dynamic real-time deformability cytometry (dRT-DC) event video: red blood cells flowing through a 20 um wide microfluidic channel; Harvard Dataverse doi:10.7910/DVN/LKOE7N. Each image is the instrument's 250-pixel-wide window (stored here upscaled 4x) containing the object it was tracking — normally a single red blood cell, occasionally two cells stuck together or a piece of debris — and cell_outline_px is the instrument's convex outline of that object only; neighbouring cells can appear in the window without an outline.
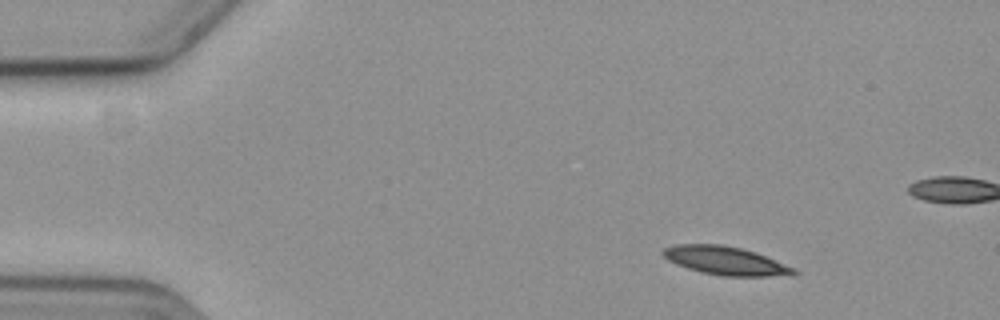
{"species": "common noctule bat (a hibernating species)", "species_latin": "Nyctalus noctula", "temperature_condition": "cold", "stored_images_in_passage": 14, "camera_frame_rate_fps": 3000, "um_per_image_px": 0.085, "animal": {"sex": "female", "body_mass_g": 19.3, "forearm_length_mm": 54.1}, "frame": {"image": 1, "passage_image": 8, "time_ms": 2.333, "image_size_px": [1000, 320], "cell_outline_px": [[800, 272], [768, 276], [724, 276], [704, 272], [688, 268], [676, 264], [668, 260], [660, 252], [664, 248], [676, 244], [724, 244], [756, 252], [796, 268]], "centroid_in_image_um": [61.64, 22.14], "position_along_channel_um": 23.4, "area_um2": 21.44}}